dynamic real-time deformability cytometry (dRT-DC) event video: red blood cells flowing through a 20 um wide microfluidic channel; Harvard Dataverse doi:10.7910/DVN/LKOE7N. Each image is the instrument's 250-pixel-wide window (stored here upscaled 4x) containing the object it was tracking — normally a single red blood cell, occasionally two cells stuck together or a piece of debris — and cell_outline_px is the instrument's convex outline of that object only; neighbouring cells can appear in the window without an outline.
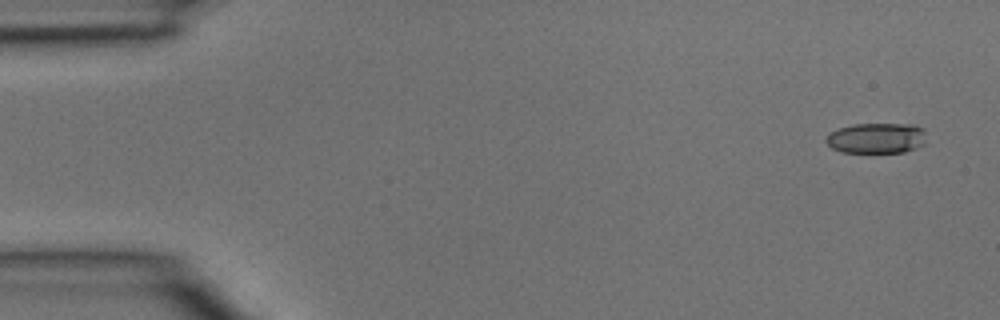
{"species": "common noctule bat (a hibernating species)", "species_latin": "Nyctalus noctula", "temperature_condition": "room temperature", "stored_images_in_passage": 5, "segment_of_instrument_passage": [1, 2], "camera_frame_rate_fps": 3000, "um_per_image_px": 0.085, "animal": {"sex": "male", "body_mass_g": 15.6}, "frame": {"image": 1, "passage_image": 1, "time_ms": 0.0, "image_size_px": [1000, 320], "cell_outline_px": [[924, 144], [916, 148], [904, 152], [844, 152], [832, 148], [824, 140], [832, 132], [840, 128], [852, 124], [912, 124], [924, 128]], "centroid_in_image_um": [74.52, 11.73], "position_along_channel_um": 10.5, "area_um2": 17.69}}
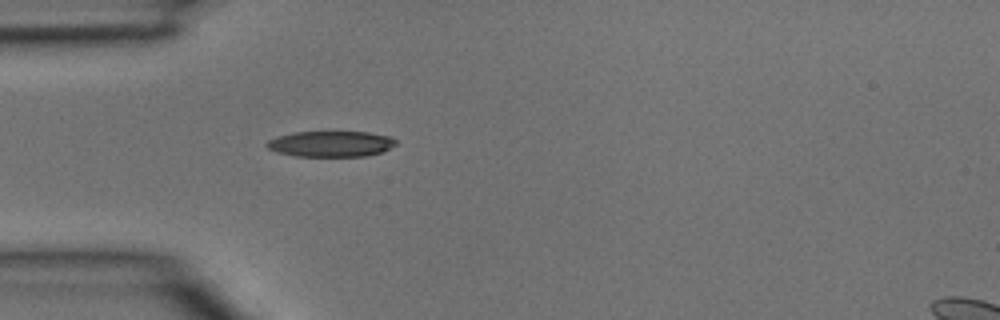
{"frame": {"image": 2, "passage_image": 4, "time_ms": 1.0, "image_size_px": [1000, 320], "cell_outline_px": [[396, 144], [380, 152], [368, 156], [296, 156], [276, 152], [268, 148], [264, 144], [268, 140], [276, 136], [296, 132], [368, 132], [392, 136], [396, 140]], "centroid_in_image_um": [28.1, 12.22], "position_along_channel_um": 56.9, "area_um2": 19.42}}